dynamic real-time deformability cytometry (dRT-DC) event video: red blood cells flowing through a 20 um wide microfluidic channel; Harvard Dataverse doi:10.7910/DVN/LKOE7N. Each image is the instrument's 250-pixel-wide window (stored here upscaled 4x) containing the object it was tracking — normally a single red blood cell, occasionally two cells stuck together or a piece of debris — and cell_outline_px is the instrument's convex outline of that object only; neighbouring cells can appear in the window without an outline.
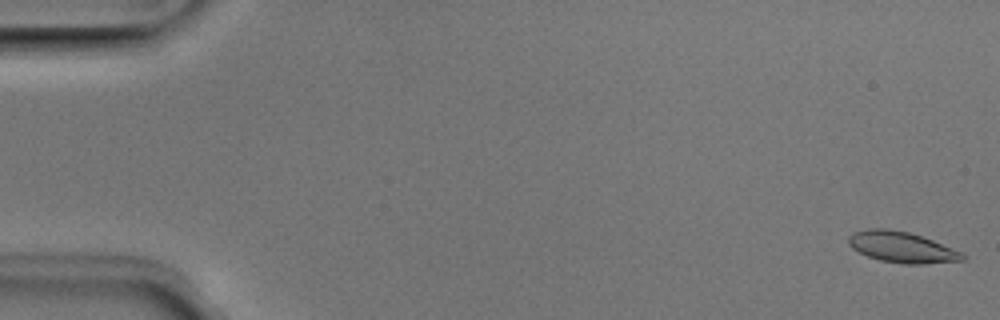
{"species": "Egyptian fruit bat (a non-hibernating species)", "species_latin": "Rousettus aegyptiacus", "temperature_condition": "room temperature", "stored_images_in_passage": 51, "camera_frame_rate_fps": 3000, "um_per_image_px": 0.085, "animal": {"sex": "male"}, "frame": {"image": 1, "passage_image": 1, "time_ms": 0.0, "image_size_px": [1000, 320], "cell_outline_px": [[964, 260], [924, 264], [904, 264], [880, 260], [868, 256], [852, 248], [848, 244], [848, 236], [852, 232], [868, 228], [888, 228], [908, 232], [932, 240], [964, 252]], "centroid_in_image_um": [76.64, 21.0], "position_along_channel_um": 8.4, "area_um2": 20.58}}
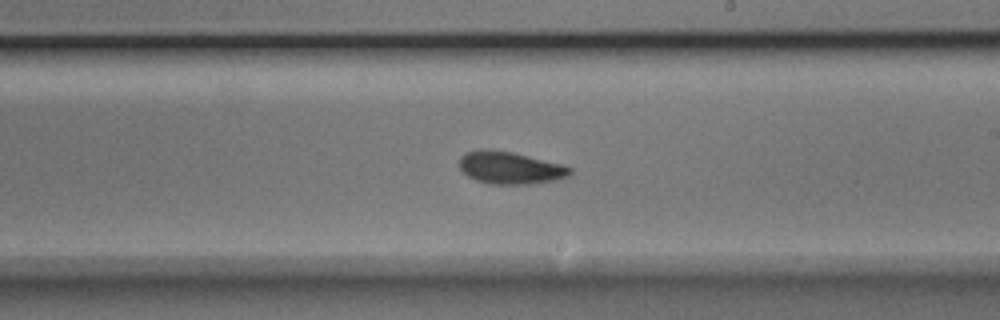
{"frame": {"image": 2, "passage_image": 30, "time_ms": 9.667, "image_size_px": [1000, 320], "cell_outline_px": [[572, 172], [568, 176], [556, 180], [532, 184], [492, 184], [476, 180], [468, 176], [460, 168], [460, 156], [464, 152], [480, 148], [488, 148], [512, 152], [564, 164], [572, 168]], "centroid_in_image_um": [43.36, 14.25], "position_along_channel_um": 245.6, "area_um2": 21.15}}
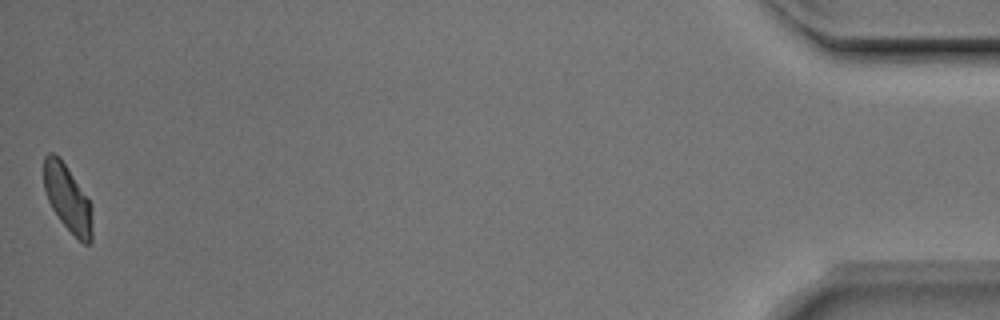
{"frame": {"image": 3, "passage_image": 51, "time_ms": 16.667, "image_size_px": [1000, 320], "cell_outline_px": [[92, 240], [88, 244], [84, 244], [60, 220], [52, 208], [48, 200], [44, 188], [44, 156], [48, 152], [52, 152], [60, 156], [92, 204]], "centroid_in_image_um": [5.75, 16.82], "position_along_channel_um": 429.4, "area_um2": 18.79}, "authors_computed_cell_mechanics": {"area_um2": 20.1144, "velocity_mm_per_s": 3.9605, "shape_relaxation_time_tau1_ms": 5.5703, "shape_relaxation_time_tau2_ms": 3.6793, "deformation_change_tau1": 0.136, "deformation_change_tau2": 0.0874}}